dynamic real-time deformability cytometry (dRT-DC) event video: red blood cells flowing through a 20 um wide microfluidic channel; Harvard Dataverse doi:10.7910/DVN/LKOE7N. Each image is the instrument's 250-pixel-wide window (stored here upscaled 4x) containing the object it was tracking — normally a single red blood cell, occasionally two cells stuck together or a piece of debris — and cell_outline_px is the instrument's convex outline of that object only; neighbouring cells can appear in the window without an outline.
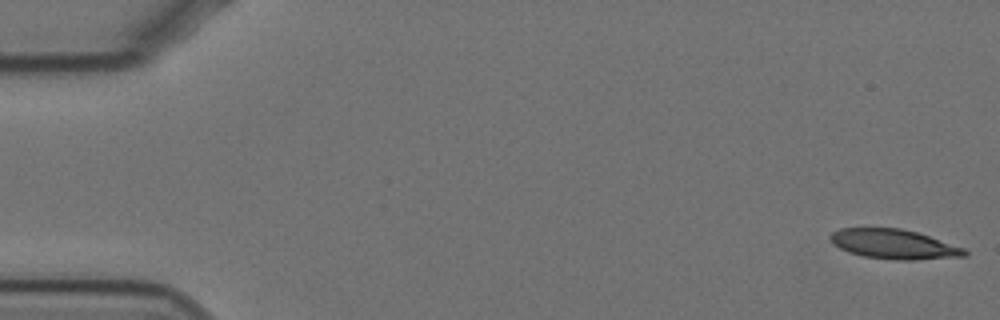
{"species": "Egyptian fruit bat (a non-hibernating species)", "species_latin": "Rousettus aegyptiacus", "temperature_condition": "cold", "stored_images_in_passage": 13, "camera_frame_rate_fps": 3000, "um_per_image_px": 0.085, "animal": {"sex": "female"}, "frame": {"image": 1, "passage_image": 1, "time_ms": 0.0, "image_size_px": [1000, 320], "cell_outline_px": [[968, 256], [916, 260], [896, 260], [864, 256], [848, 252], [832, 244], [828, 236], [832, 232], [840, 228], [900, 228], [916, 232], [964, 248], [968, 252]], "centroid_in_image_um": [75.96, 20.76], "position_along_channel_um": 9.0, "area_um2": 23.18}}